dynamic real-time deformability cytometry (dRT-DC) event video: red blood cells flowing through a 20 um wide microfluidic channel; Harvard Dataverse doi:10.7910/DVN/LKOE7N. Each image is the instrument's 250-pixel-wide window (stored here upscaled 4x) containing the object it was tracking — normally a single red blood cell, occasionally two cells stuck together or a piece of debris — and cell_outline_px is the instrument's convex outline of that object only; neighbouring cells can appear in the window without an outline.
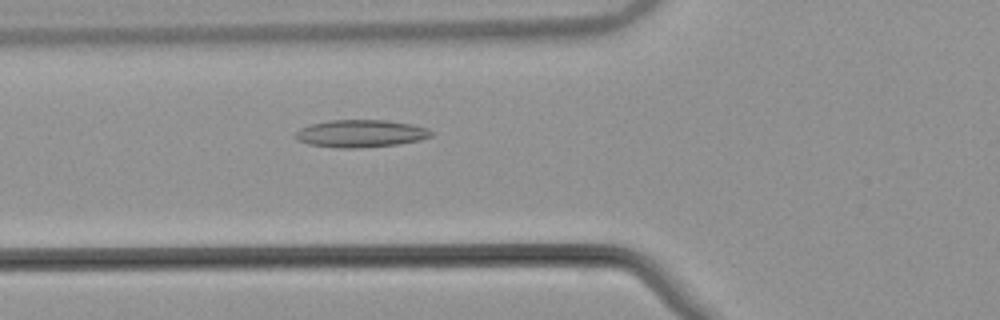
{"species": "common noctule bat (a hibernating species)", "species_latin": "Nyctalus noctula", "temperature_condition": "warm", "stored_images_in_passage": 53, "camera_frame_rate_fps": 3000, "um_per_image_px": 0.085, "animal": {"sex": "male", "body_mass_g": 21.5, "forearm_length_mm": 52.0}, "frame": {"image": 1, "passage_image": 20, "time_ms": 6.333, "image_size_px": [1000, 320], "cell_outline_px": [[432, 136], [420, 140], [396, 144], [356, 148], [336, 148], [308, 144], [292, 136], [300, 128], [312, 124], [328, 120], [388, 120], [412, 124], [428, 128], [432, 132]], "centroid_in_image_um": [30.65, 11.34], "position_along_channel_um": 95.1, "area_um2": 21.73}}
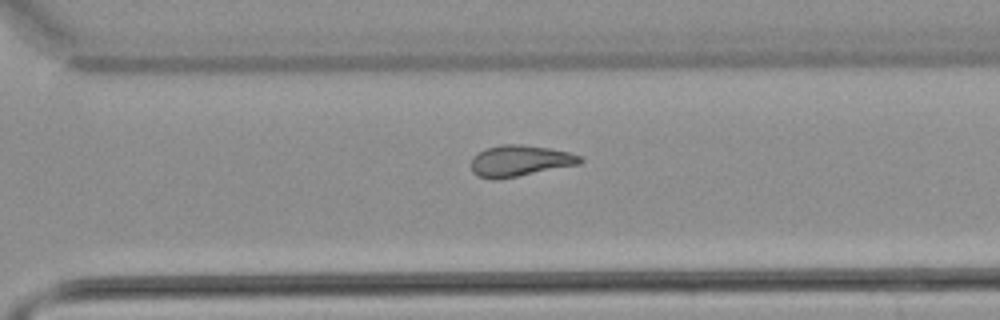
{"frame": {"image": 2, "passage_image": 38, "time_ms": 12.333, "image_size_px": [1000, 320], "cell_outline_px": [[584, 160], [580, 164], [496, 180], [492, 180], [476, 176], [472, 172], [472, 156], [488, 148], [504, 144], [520, 144], [548, 148], [568, 152], [580, 156]], "centroid_in_image_um": [44.17, 13.68], "position_along_channel_um": 326.4, "area_um2": 19.65}}
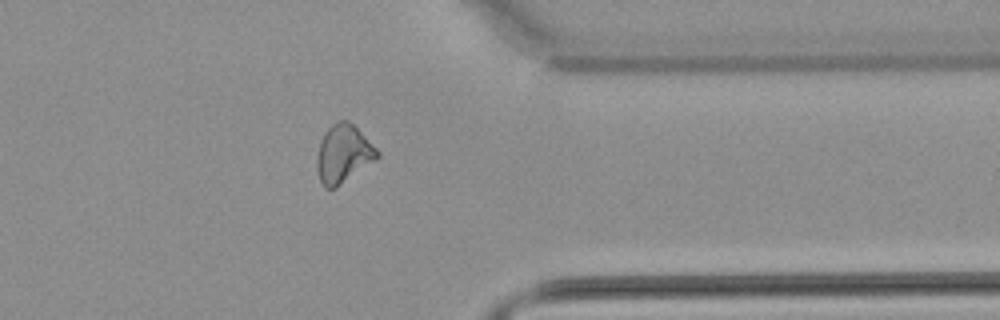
{"frame": {"image": 3, "passage_image": 43, "time_ms": 14.0, "image_size_px": [1000, 320], "cell_outline_px": [[380, 156], [376, 160], [336, 188], [324, 188], [320, 180], [316, 168], [316, 156], [320, 140], [324, 132], [332, 124], [340, 120], [348, 120], [380, 152]], "centroid_in_image_um": [29.16, 13.09], "position_along_channel_um": 382.2, "area_um2": 20.46}, "authors_computed_cell_mechanics": {"area_um2": 20.5768, "velocity_mm_per_s": 3.8579, "shape_relaxation_time_tau1_ms": null, "shape_relaxation_time_tau2_ms": 5.843, "deformation_change_tau1": null, "deformation_change_tau2": 0.1427}}